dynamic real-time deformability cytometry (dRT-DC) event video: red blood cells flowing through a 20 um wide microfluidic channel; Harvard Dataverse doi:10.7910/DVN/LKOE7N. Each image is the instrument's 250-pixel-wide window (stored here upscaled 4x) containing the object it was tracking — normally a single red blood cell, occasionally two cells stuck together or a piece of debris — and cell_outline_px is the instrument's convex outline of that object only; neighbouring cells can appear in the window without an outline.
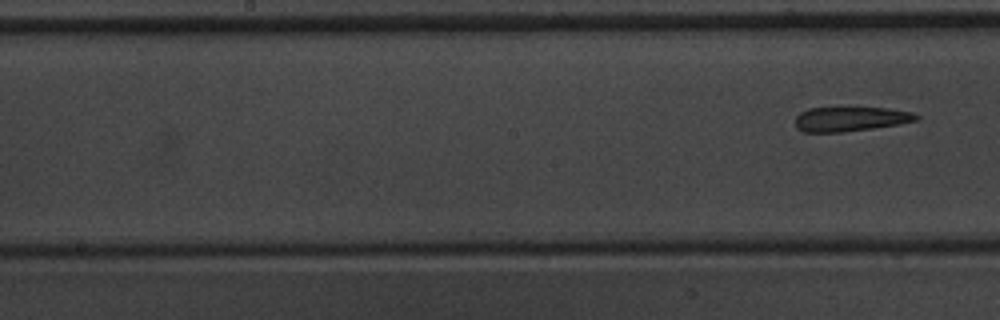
{"species": "common noctule bat (a hibernating species)", "species_latin": "Nyctalus noctula", "temperature_condition": "warm", "stored_images_in_passage": 10, "segment_of_instrument_passage": [2, 2], "camera_frame_rate_fps": 3000, "um_per_image_px": 0.085, "animal": {"sex": "male", "body_mass_g": 20.1, "forearm_length_mm": 53.5}, "frame": {"image": 1, "passage_image": 10, "time_ms": 3.0, "image_size_px": [1000, 320], "cell_outline_px": [[920, 120], [900, 124], [872, 128], [840, 132], [804, 132], [796, 128], [796, 116], [800, 112], [808, 108], [840, 104], [888, 108], [912, 112], [920, 116]], "centroid_in_image_um": [72.28, 10.05], "position_along_channel_um": 175.9, "area_um2": 18.44}}